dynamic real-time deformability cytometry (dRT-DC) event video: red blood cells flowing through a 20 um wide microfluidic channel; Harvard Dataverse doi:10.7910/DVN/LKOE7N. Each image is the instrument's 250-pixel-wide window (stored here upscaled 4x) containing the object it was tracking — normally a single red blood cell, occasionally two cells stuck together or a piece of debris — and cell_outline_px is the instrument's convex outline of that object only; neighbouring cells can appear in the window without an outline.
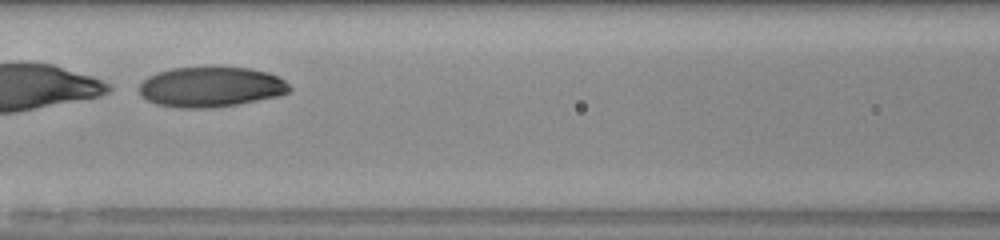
{"species": "human", "species_latin": "Homo sapiens", "temperature_condition": "room temperature", "stored_images_in_passage": 31, "camera_frame_rate_fps": 3000, "um_per_image_px": 0.085, "donor": {"sex": "male"}, "frame": {"image": 1, "passage_image": 13, "time_ms": 4.0, "image_size_px": [1000, 240], "cell_outline_px": [[292, 92], [276, 96], [236, 104], [212, 108], [180, 108], [156, 104], [140, 96], [140, 84], [148, 76], [156, 72], [172, 68], [248, 68], [268, 72], [284, 80], [292, 88]], "centroid_in_image_um": [17.91, 7.4], "position_along_channel_um": 148.7, "area_um2": 34.97}}
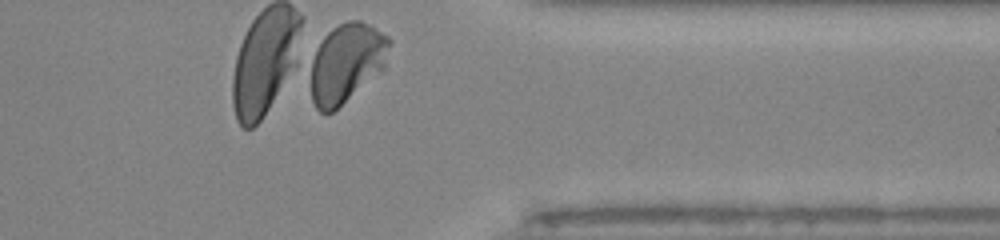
{"frame": {"image": 2, "passage_image": 31, "time_ms": 10.0, "image_size_px": [1000, 240], "cell_outline_px": [[392, 40], [384, 68], [332, 112], [320, 112], [316, 108], [312, 100], [304, 64], [324, 36], [332, 28], [348, 20], [360, 20], [372, 24], [388, 36]], "centroid_in_image_um": [29.35, 5.32], "position_along_channel_um": 382.0, "area_um2": 37.51}, "authors_computed_cell_mechanics": {"area_um2": 35.836, "velocity_mm_per_s": 4.004, "shape_relaxation_time_tau1_ms": 1.2555, "shape_relaxation_time_tau2_ms": 2.5576, "deformation_change_tau1": 0.2913, "deformation_change_tau2": 0.0339}}